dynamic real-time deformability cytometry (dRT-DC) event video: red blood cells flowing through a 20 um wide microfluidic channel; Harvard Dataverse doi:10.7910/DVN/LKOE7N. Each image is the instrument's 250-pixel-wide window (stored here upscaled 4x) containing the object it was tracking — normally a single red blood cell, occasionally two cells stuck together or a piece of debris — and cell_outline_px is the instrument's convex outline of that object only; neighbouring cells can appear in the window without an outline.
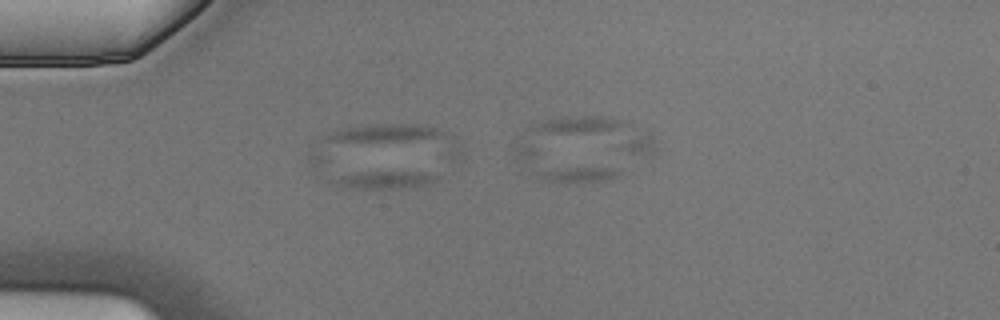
{"species": "Egyptian fruit bat (a non-hibernating species)", "species_latin": "Rousettus aegyptiacus", "temperature_condition": "cold", "stored_images_in_passage": 5, "camera_frame_rate_fps": 3000, "um_per_image_px": 0.085, "animal": {"sex": "male"}, "frame": {"image": 1, "passage_image": 3, "time_ms": 0.667, "image_size_px": [1000, 320], "cell_outline_px": [[440, 180], [416, 188], [344, 188], [328, 184], [328, 180], [340, 176], [356, 172], [424, 172], [440, 176]], "centroid_in_image_um": [32.66, 15.3], "position_along_channel_um": 52.3, "area_um2": 11.04}}